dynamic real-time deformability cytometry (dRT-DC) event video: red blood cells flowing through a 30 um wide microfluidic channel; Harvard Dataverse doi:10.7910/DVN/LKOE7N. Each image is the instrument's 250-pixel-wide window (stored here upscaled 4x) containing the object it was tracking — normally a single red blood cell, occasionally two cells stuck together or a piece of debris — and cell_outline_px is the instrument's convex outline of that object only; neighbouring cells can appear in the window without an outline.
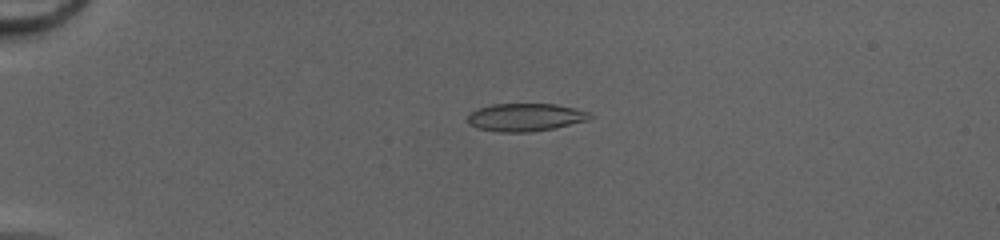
{"species": "common noctule bat (a hibernating species)", "species_latin": "Nyctalus noctula", "temperature_condition": "cold", "stored_images_in_passage": 51, "camera_frame_rate_fps": 3000, "um_per_image_px": 0.085, "animal": {"sex": "female", "body_mass_g": 20.0, "forearm_length_mm": 54.0}, "frame": {"image": 1, "passage_image": 14, "time_ms": 4.333, "image_size_px": [1000, 240], "cell_outline_px": [[596, 116], [588, 120], [552, 128], [532, 132], [500, 132], [476, 128], [468, 124], [468, 116], [476, 108], [492, 104], [556, 104], [576, 108], [588, 112]], "centroid_in_image_um": [44.66, 9.96], "position_along_channel_um": 40.3, "area_um2": 19.94}}
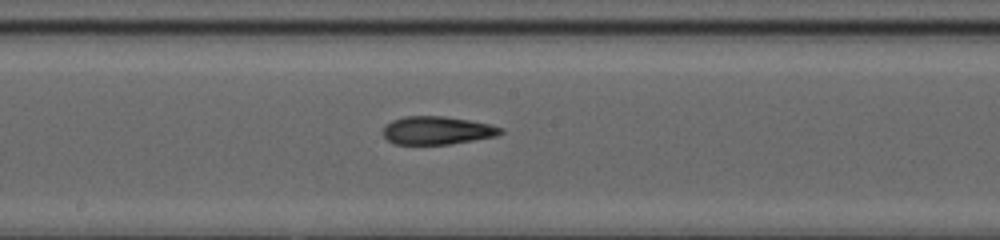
{"frame": {"image": 2, "passage_image": 30, "time_ms": 9.667, "image_size_px": [1000, 240], "cell_outline_px": [[504, 132], [496, 136], [452, 144], [396, 144], [388, 140], [384, 136], [384, 124], [392, 120], [404, 116], [444, 116], [492, 124], [504, 128]], "centroid_in_image_um": [37.18, 11.08], "position_along_channel_um": 211.0, "area_um2": 19.36}}
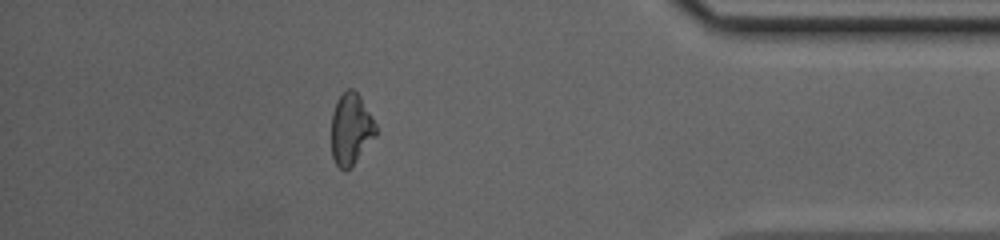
{"frame": {"image": 3, "passage_image": 46, "time_ms": 15.0, "image_size_px": [1000, 240], "cell_outline_px": [[376, 136], [356, 160], [344, 172], [336, 164], [332, 156], [332, 112], [336, 100], [348, 88], [352, 88], [360, 96], [372, 116], [376, 124]], "centroid_in_image_um": [29.82, 10.95], "position_along_channel_um": 405.4, "area_um2": 18.38}, "authors_computed_cell_mechanics": {"area_um2": 19.5942, "velocity_mm_per_s": 4.2158, "shape_relaxation_time_tau1_ms": 6.6097, "shape_relaxation_time_tau2_ms": 1.7273, "deformation_change_tau1": 0.2062, "deformation_change_tau2": 0.1048}}